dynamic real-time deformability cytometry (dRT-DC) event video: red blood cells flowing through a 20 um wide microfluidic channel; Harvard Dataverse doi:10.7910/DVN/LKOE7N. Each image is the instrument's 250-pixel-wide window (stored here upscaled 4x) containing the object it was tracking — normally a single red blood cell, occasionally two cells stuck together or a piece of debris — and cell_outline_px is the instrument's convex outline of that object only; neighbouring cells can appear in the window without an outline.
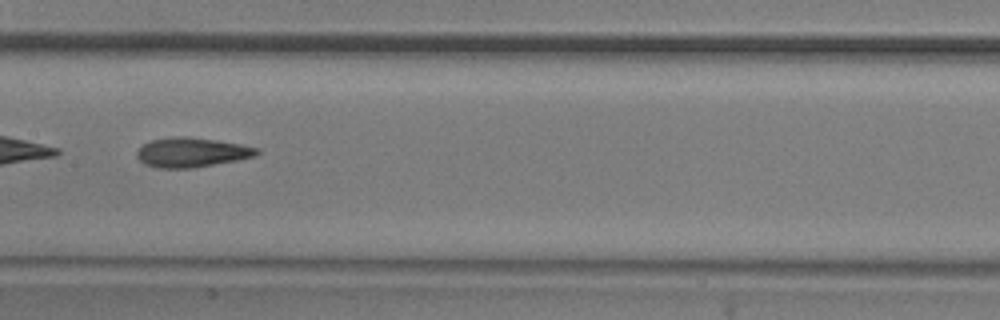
{"species": "common noctule bat (a hibernating species)", "species_latin": "Nyctalus noctula", "temperature_condition": "room temperature", "stored_images_in_passage": 38, "camera_frame_rate_fps": 3000, "um_per_image_px": 0.085, "animal": {"sex": "male", "body_mass_g": 20.5, "forearm_length_mm": 52.5}, "frame": {"image": 1, "passage_image": 12, "time_ms": 3.667, "image_size_px": [1000, 320], "cell_outline_px": [[260, 152], [256, 156], [196, 168], [156, 168], [144, 164], [136, 156], [136, 152], [144, 144], [152, 140], [172, 136], [188, 136], [216, 140], [240, 144], [260, 148]], "centroid_in_image_um": [16.3, 12.95], "position_along_channel_um": 191.1, "area_um2": 20.81}}
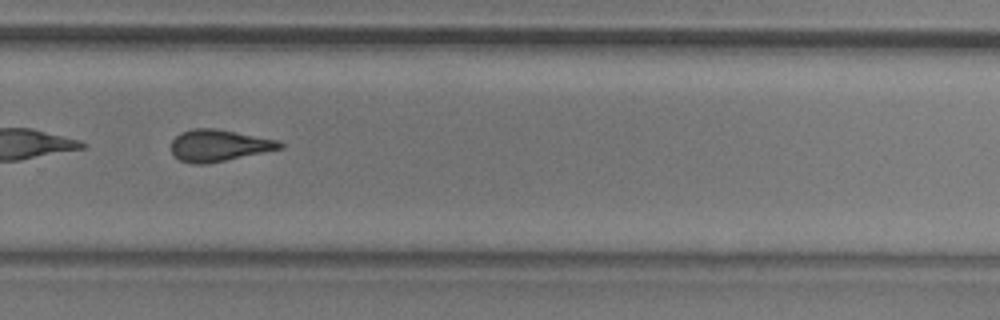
{"frame": {"image": 2, "passage_image": 22, "time_ms": 7.0, "image_size_px": [1000, 320], "cell_outline_px": [[284, 148], [204, 164], [192, 164], [180, 160], [172, 152], [172, 140], [180, 132], [192, 128], [216, 128], [276, 140], [284, 144]], "centroid_in_image_um": [18.58, 12.35], "position_along_channel_um": 311.2, "area_um2": 19.83}, "authors_computed_cell_mechanics": {"area_um2": 19.9988, "velocity_mm_per_s": 3.6301, "shape_relaxation_time_tau1_ms": 6.569, "shape_relaxation_time_tau2_ms": 2.295, "deformation_change_tau1": 0.1726, "deformation_change_tau2": 0.1228}}